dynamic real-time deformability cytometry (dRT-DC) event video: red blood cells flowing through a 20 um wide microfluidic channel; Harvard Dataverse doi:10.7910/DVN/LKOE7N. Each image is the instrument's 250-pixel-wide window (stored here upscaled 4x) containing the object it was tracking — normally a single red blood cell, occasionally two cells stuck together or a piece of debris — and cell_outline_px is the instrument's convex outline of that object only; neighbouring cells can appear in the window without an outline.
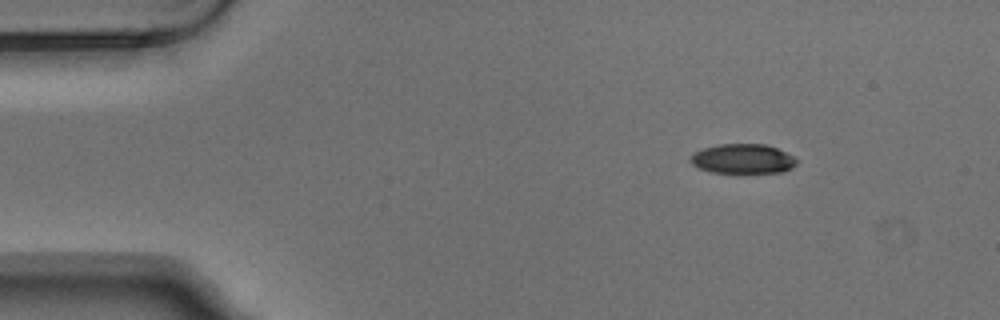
{"species": "Egyptian fruit bat (a non-hibernating species)", "species_latin": "Rousettus aegyptiacus", "temperature_condition": "warm", "stored_images_in_passage": 5, "camera_frame_rate_fps": 3000, "um_per_image_px": 0.085, "animal": {"sex": "male"}, "frame": {"image": 1, "passage_image": 1, "time_ms": 0.0, "image_size_px": [1000, 320], "cell_outline_px": [[796, 164], [792, 168], [784, 172], [744, 176], [736, 176], [712, 172], [700, 168], [692, 164], [688, 160], [696, 152], [704, 148], [720, 144], [764, 144], [776, 148], [792, 156], [796, 160]], "centroid_in_image_um": [63.15, 13.57], "position_along_channel_um": 21.9, "area_um2": 19.13}}
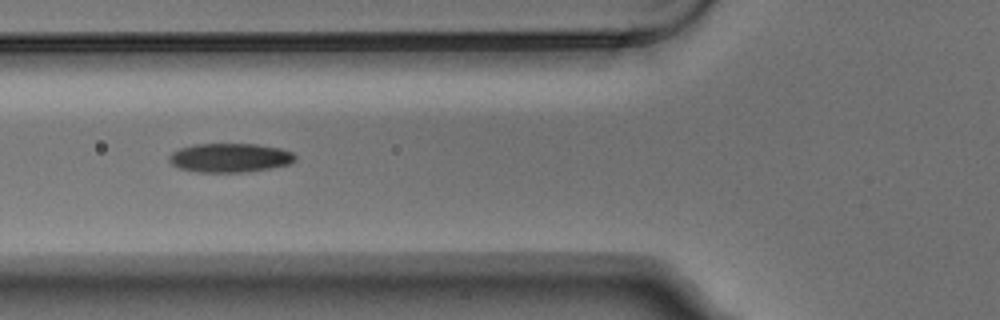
{"frame": {"image": 2, "passage_image": 4, "time_ms": 1.0, "image_size_px": [1000, 320], "cell_outline_px": [[296, 156], [288, 164], [268, 168], [244, 172], [196, 172], [180, 168], [172, 164], [168, 160], [168, 156], [172, 152], [180, 148], [196, 144], [256, 144], [280, 148], [292, 152]], "centroid_in_image_um": [19.49, 13.4], "position_along_channel_um": 106.3, "area_um2": 21.1}}
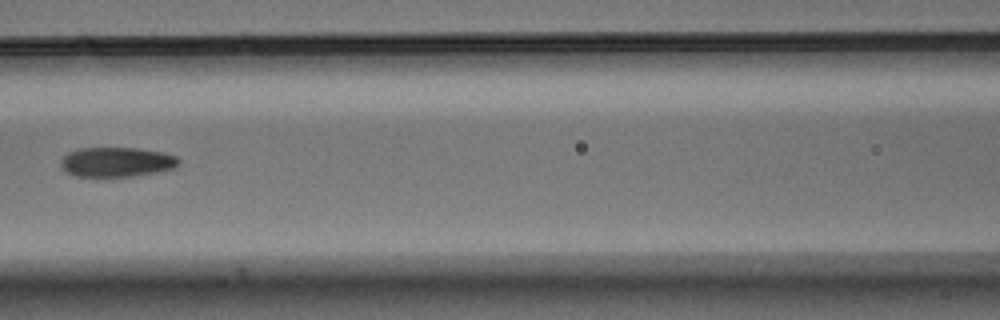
{"frame": {"image": 3, "passage_image": 5, "time_ms": 1.333, "image_size_px": [1000, 320], "cell_outline_px": [[180, 164], [176, 168], [156, 172], [132, 176], [76, 176], [68, 172], [60, 164], [60, 160], [68, 152], [80, 148], [136, 148], [160, 152], [176, 156], [180, 160]], "centroid_in_image_um": [9.94, 13.77], "position_along_channel_um": 156.7, "area_um2": 20.23}}